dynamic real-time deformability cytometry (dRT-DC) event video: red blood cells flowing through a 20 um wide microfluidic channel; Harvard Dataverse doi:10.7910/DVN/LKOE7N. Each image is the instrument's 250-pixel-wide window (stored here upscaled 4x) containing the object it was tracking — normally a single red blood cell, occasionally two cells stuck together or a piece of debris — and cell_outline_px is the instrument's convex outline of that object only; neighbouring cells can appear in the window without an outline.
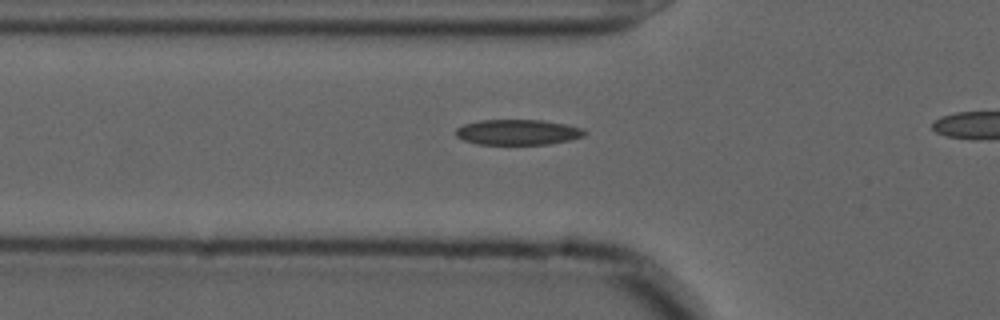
{"species": "common noctule bat (a hibernating species)", "species_latin": "Nyctalus noctula", "temperature_condition": "cold", "stored_images_in_passage": 31, "camera_frame_rate_fps": 3000, "um_per_image_px": 0.085, "animal": {"sex": "male", "forearm_length_mm": 52.5}, "frame": {"image": 1, "passage_image": 5, "time_ms": 1.333, "image_size_px": [1000, 320], "cell_outline_px": [[588, 132], [584, 136], [568, 140], [548, 144], [476, 144], [464, 140], [456, 136], [456, 128], [464, 124], [480, 120], [540, 120], [564, 124], [584, 128]], "centroid_in_image_um": [44.01, 11.23], "position_along_channel_um": 81.8, "area_um2": 19.02}}
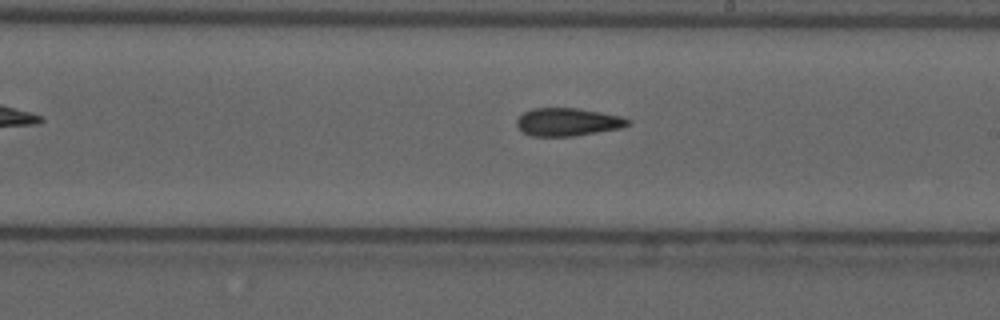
{"frame": {"image": 2, "passage_image": 18, "time_ms": 5.667, "image_size_px": [1000, 320], "cell_outline_px": [[632, 124], [620, 128], [572, 136], [532, 136], [524, 132], [516, 124], [516, 120], [524, 112], [532, 108], [576, 108], [600, 112], [620, 116], [632, 120]], "centroid_in_image_um": [48.27, 10.36], "position_along_channel_um": 240.7, "area_um2": 17.98}}
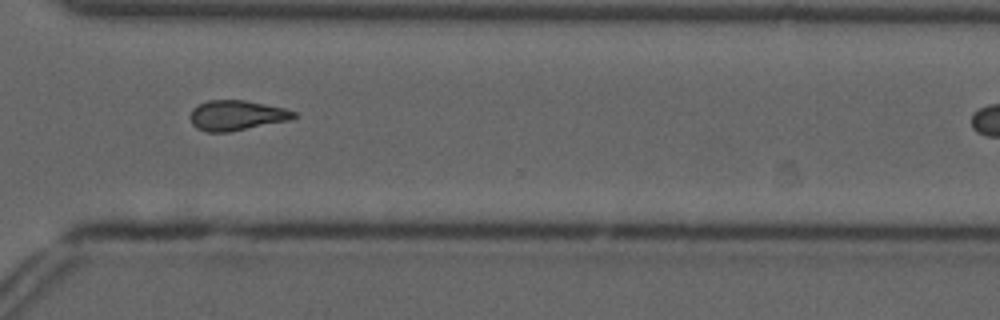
{"frame": {"image": 3, "passage_image": 27, "time_ms": 8.667, "image_size_px": [1000, 320], "cell_outline_px": [[300, 116], [288, 120], [228, 132], [204, 132], [196, 128], [192, 124], [188, 116], [192, 108], [208, 100], [244, 100], [284, 108], [296, 112]], "centroid_in_image_um": [20.07, 9.81], "position_along_channel_um": 350.5, "area_um2": 18.21}}